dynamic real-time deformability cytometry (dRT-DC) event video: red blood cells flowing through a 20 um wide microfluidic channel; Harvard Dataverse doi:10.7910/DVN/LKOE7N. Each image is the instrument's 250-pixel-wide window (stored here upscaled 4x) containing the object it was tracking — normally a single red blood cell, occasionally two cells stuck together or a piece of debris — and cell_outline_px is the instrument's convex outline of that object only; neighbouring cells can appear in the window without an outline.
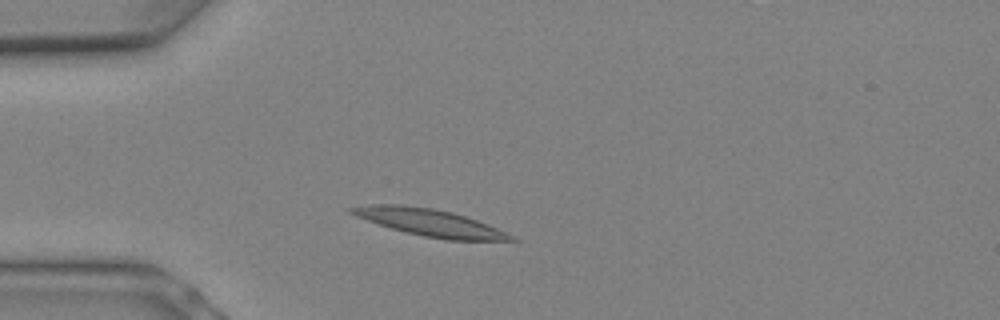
{"species": "Egyptian fruit bat (a non-hibernating species)", "species_latin": "Rousettus aegyptiacus", "temperature_condition": "warm", "stored_images_in_passage": 6, "camera_frame_rate_fps": 3000, "um_per_image_px": 0.085, "animal": {"sex": "female"}, "frame": {"image": 1, "passage_image": 4, "time_ms": 1.0, "image_size_px": [1000, 320], "cell_outline_px": [[520, 240], [448, 240], [424, 236], [392, 228], [356, 216], [348, 212], [348, 208], [372, 204], [404, 204], [432, 208], [452, 212], [476, 220], [516, 236]], "centroid_in_image_um": [36.54, 18.91], "position_along_channel_um": 48.5, "area_um2": 24.74}}
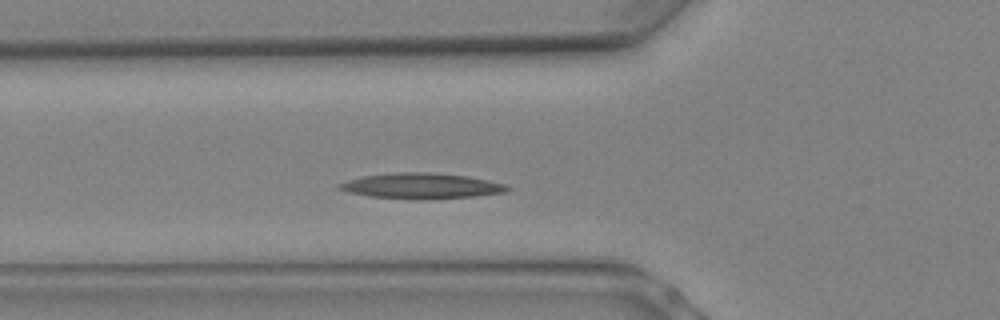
{"frame": {"image": 2, "passage_image": 6, "time_ms": 1.667, "image_size_px": [1000, 320], "cell_outline_px": [[512, 188], [504, 192], [476, 196], [372, 196], [352, 192], [340, 188], [336, 184], [348, 180], [364, 176], [392, 172], [428, 172], [468, 176], [488, 180], [504, 184]], "centroid_in_image_um": [35.85, 15.73], "position_along_channel_um": 89.9, "area_um2": 23.29}}